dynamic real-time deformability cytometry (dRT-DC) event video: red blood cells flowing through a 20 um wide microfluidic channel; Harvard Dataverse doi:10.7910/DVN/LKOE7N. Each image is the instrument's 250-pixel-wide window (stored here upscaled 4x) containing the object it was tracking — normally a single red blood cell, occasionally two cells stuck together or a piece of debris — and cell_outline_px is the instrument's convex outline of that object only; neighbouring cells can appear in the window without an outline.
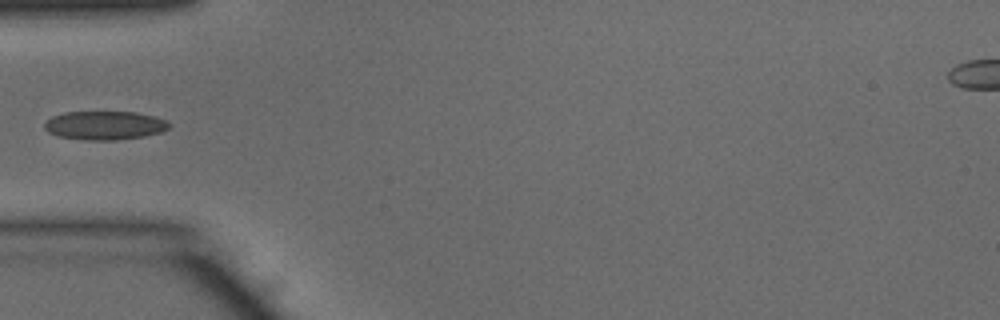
{"species": "common noctule bat (a hibernating species)", "species_latin": "Nyctalus noctula", "temperature_condition": "warm", "stored_images_in_passage": 34, "camera_frame_rate_fps": 3000, "um_per_image_px": 0.085, "animal": {"sex": "male", "body_mass_g": 15.6}, "frame": {"image": 1, "passage_image": 1, "time_ms": 0.0, "image_size_px": [1000, 320], "cell_outline_px": [[172, 124], [168, 128], [160, 132], [144, 136], [116, 140], [84, 140], [60, 136], [48, 132], [44, 128], [44, 124], [52, 116], [64, 112], [136, 112], [156, 116], [168, 120]], "centroid_in_image_um": [8.93, 10.65], "position_along_channel_um": 76.1, "area_um2": 20.92}}
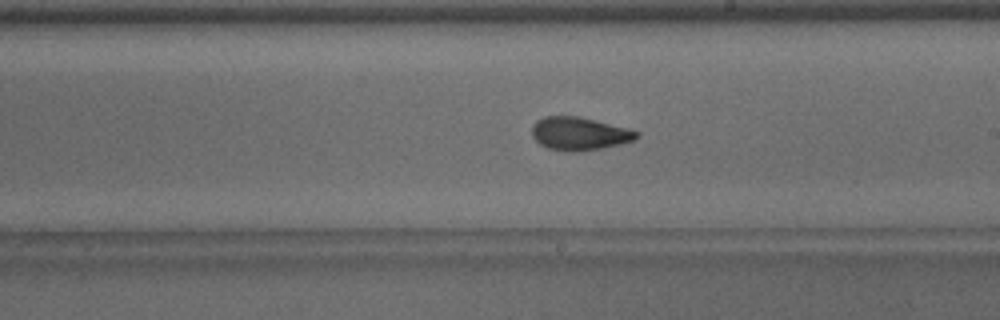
{"frame": {"image": 2, "passage_image": 13, "time_ms": 4.0, "image_size_px": [1000, 320], "cell_outline_px": [[640, 136], [636, 140], [604, 148], [548, 148], [540, 144], [532, 136], [532, 124], [536, 120], [544, 116], [576, 116], [596, 120], [628, 128], [640, 132]], "centroid_in_image_um": [49.28, 11.3], "position_along_channel_um": 239.7, "area_um2": 19.54}}
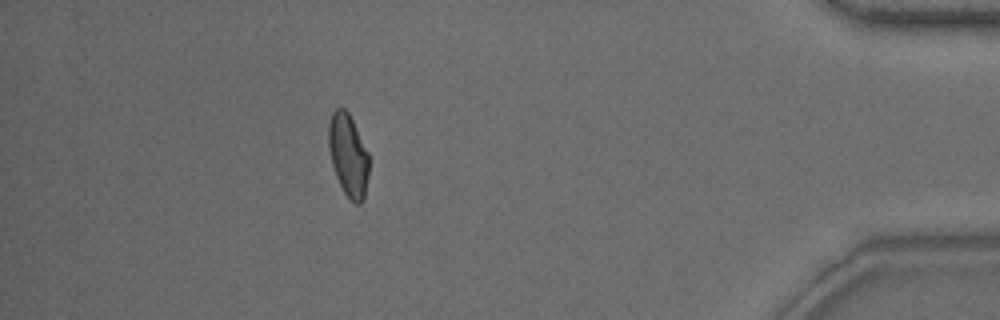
{"frame": {"image": 3, "passage_image": 29, "time_ms": 9.333, "image_size_px": [1000, 320], "cell_outline_px": [[368, 176], [364, 200], [360, 204], [356, 204], [344, 192], [336, 176], [332, 164], [328, 148], [328, 124], [332, 112], [336, 108], [344, 108], [348, 112], [368, 152]], "centroid_in_image_um": [29.59, 13.18], "position_along_channel_um": 405.6, "area_um2": 19.31}}